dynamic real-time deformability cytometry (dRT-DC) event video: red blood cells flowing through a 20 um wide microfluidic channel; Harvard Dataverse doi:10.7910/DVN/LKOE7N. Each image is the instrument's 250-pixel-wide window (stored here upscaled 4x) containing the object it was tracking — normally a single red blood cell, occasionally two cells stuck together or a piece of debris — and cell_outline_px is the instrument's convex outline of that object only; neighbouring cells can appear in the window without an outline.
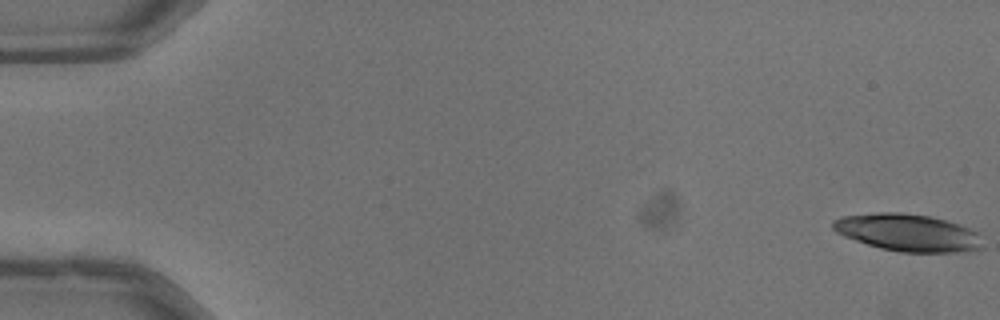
{"species": "common noctule bat (a hibernating species)", "species_latin": "Nyctalus noctula", "temperature_condition": "warm", "stored_images_in_passage": 53, "camera_frame_rate_fps": 3000, "um_per_image_px": 0.085, "animal": {"sex": "male", "body_mass_g": 13.3}, "frame": {"image": 1, "passage_image": 1, "time_ms": 0.0, "image_size_px": [1000, 320], "cell_outline_px": [[984, 248], [956, 252], [900, 252], [880, 248], [844, 236], [836, 232], [832, 228], [832, 220], [840, 216], [876, 212], [900, 212], [932, 216], [960, 224], [980, 232]], "centroid_in_image_um": [77.19, 19.76], "position_along_channel_um": 7.8, "area_um2": 32.89}}
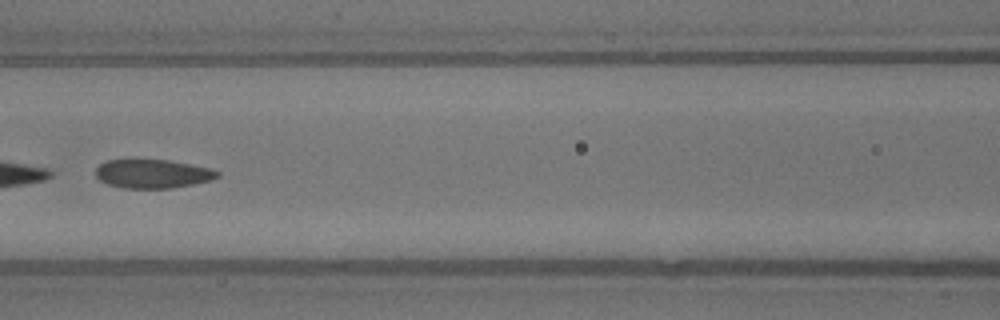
{"frame": {"image": 2, "passage_image": 25, "time_ms": 8.0, "image_size_px": [1000, 320], "cell_outline_px": [[220, 176], [208, 180], [192, 184], [172, 188], [124, 188], [108, 184], [100, 180], [96, 176], [96, 168], [100, 164], [108, 160], [168, 160], [208, 168], [220, 172]], "centroid_in_image_um": [12.95, 14.77], "position_along_channel_um": 153.7, "area_um2": 20.06}}
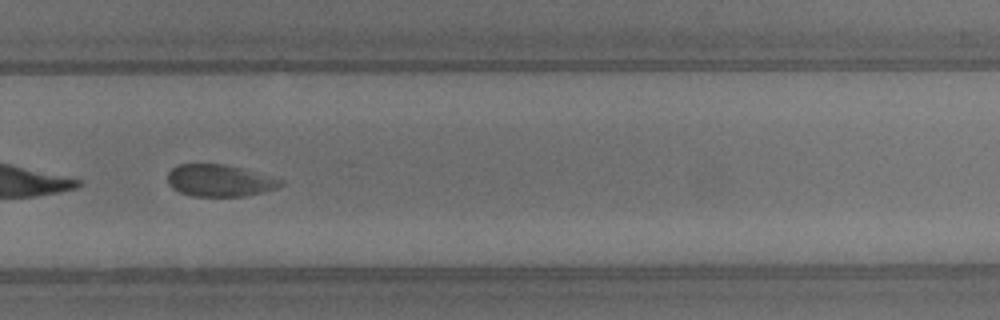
{"frame": {"image": 3, "passage_image": 37, "time_ms": 12.0, "image_size_px": [1000, 320], "cell_outline_px": [[284, 184], [276, 188], [248, 196], [192, 196], [180, 192], [172, 188], [168, 184], [168, 172], [176, 164], [224, 164], [244, 168], [284, 180]], "centroid_in_image_um": [18.67, 15.34], "position_along_channel_um": 311.1, "area_um2": 21.21}, "authors_computed_cell_mechanics": {"area_um2": 22.542, "velocity_mm_per_s": 3.9425, "shape_relaxation_time_tau1_ms": 0.6256, "shape_relaxation_time_tau2_ms": 1.0327, "deformation_change_tau1": 0.2812, "deformation_change_tau2": 0.064}}